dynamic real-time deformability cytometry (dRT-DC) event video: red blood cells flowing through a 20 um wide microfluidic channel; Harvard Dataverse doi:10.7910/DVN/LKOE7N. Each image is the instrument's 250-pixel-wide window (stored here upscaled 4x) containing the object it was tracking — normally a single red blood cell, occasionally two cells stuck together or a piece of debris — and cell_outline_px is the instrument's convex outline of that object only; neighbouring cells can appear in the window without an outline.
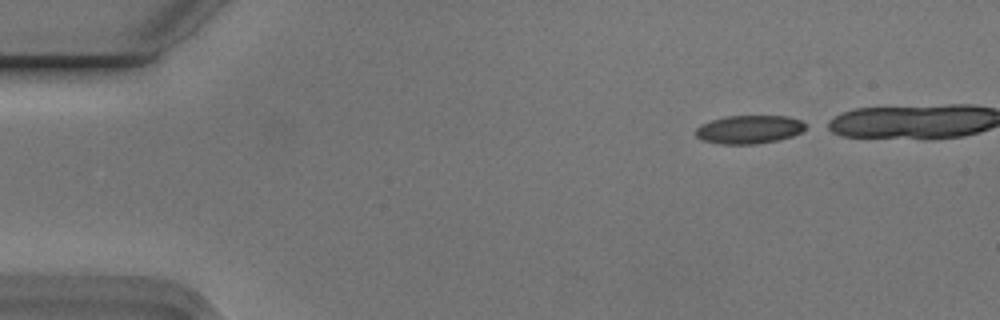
{"species": "Egyptian fruit bat (a non-hibernating species)", "species_latin": "Rousettus aegyptiacus", "temperature_condition": "cold", "stored_images_in_passage": 2, "camera_frame_rate_fps": 3000, "um_per_image_px": 0.085, "animal": {"sex": "male"}, "frame": {"image": 1, "passage_image": 2, "time_ms": 0.333, "image_size_px": [1000, 320], "cell_outline_px": [[808, 124], [800, 132], [792, 136], [776, 140], [756, 144], [720, 144], [700, 140], [696, 136], [696, 128], [700, 124], [712, 120], [728, 116], [788, 116], [800, 120]], "centroid_in_image_um": [63.65, 11.0], "position_along_channel_um": 21.3, "area_um2": 18.15}}